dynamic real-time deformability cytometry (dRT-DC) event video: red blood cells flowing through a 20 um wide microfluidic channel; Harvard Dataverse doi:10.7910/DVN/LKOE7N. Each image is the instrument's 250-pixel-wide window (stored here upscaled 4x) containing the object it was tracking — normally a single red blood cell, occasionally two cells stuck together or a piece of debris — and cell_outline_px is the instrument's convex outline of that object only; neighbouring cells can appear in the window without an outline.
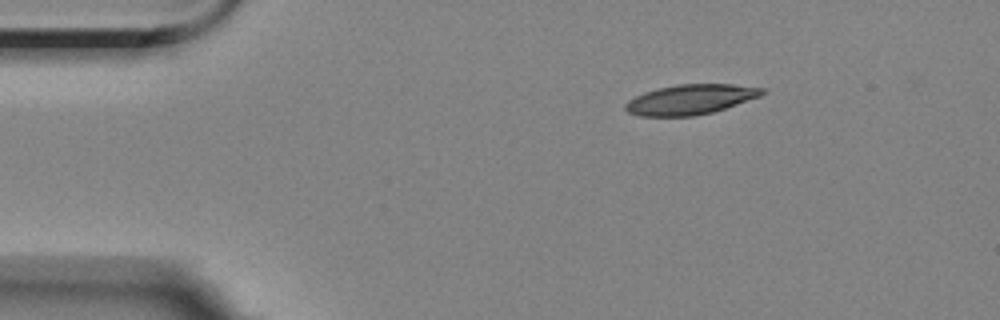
{"species": "Egyptian fruit bat (a non-hibernating species)", "species_latin": "Rousettus aegyptiacus", "temperature_condition": "room temperature", "stored_images_in_passage": 3, "camera_frame_rate_fps": 3000, "um_per_image_px": 0.085, "animal": {"sex": "female"}, "frame": {"image": 1, "passage_image": 1, "time_ms": 0.0, "image_size_px": [1000, 320], "cell_outline_px": [[768, 92], [760, 96], [712, 112], [692, 116], [640, 116], [628, 112], [624, 108], [624, 104], [628, 100], [644, 92], [656, 88], [676, 84], [732, 84], [764, 88]], "centroid_in_image_um": [58.67, 8.44], "position_along_channel_um": 26.3, "area_um2": 23.87}}